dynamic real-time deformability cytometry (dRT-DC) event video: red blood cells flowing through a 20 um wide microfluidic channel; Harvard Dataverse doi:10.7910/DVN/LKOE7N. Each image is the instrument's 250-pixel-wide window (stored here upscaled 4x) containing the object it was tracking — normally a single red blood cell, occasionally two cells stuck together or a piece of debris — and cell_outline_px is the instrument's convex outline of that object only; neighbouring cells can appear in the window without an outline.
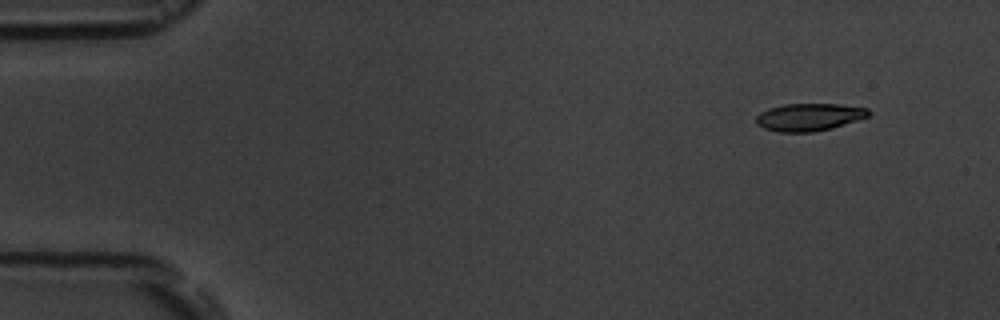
{"species": "common noctule bat (a hibernating species)", "species_latin": "Nyctalus noctula", "temperature_condition": "room temperature", "stored_images_in_passage": 5, "camera_frame_rate_fps": 3000, "um_per_image_px": 0.085, "animal": {"sex": "male", "body_mass_g": 19.5, "forearm_length_mm": 54.6}, "frame": {"image": 1, "passage_image": 1, "time_ms": 0.0, "image_size_px": [1000, 320], "cell_outline_px": [[872, 112], [868, 116], [832, 128], [812, 132], [780, 132], [764, 128], [756, 124], [756, 116], [760, 112], [768, 108], [784, 104], [840, 104], [868, 108]], "centroid_in_image_um": [68.76, 9.94], "position_along_channel_um": 16.2, "area_um2": 18.03}}
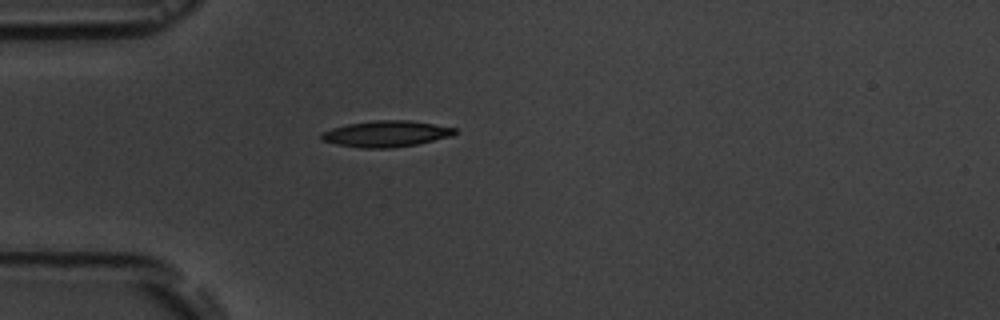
{"frame": {"image": 2, "passage_image": 4, "time_ms": 3.667, "image_size_px": [1000, 320], "cell_outline_px": [[456, 132], [452, 136], [416, 144], [392, 148], [360, 148], [336, 144], [320, 140], [320, 132], [332, 128], [348, 124], [376, 120], [408, 120], [456, 128]], "centroid_in_image_um": [32.77, 11.38], "position_along_channel_um": 52.2, "area_um2": 20.29}}